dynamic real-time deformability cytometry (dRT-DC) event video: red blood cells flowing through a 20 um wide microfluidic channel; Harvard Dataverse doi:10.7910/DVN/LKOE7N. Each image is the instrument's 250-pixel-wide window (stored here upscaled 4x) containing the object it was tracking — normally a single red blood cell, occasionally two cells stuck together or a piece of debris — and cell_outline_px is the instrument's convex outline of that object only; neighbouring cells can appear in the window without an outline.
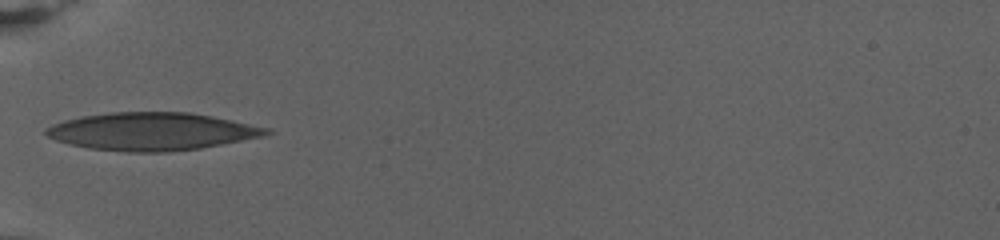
{"species": "human", "species_latin": "Homo sapiens", "temperature_condition": "warm", "stored_images_in_passage": 27, "camera_frame_rate_fps": 3000, "um_per_image_px": 0.085, "donor": {"sex": "female"}, "frame": {"image": 1, "passage_image": 1, "time_ms": 0.0, "image_size_px": [1000, 240], "cell_outline_px": [[272, 132], [260, 136], [200, 148], [168, 152], [128, 152], [88, 148], [56, 140], [48, 136], [44, 132], [44, 128], [52, 124], [64, 120], [80, 116], [112, 112], [188, 112], [212, 116], [232, 120], [268, 128]], "centroid_in_image_um": [12.83, 11.17], "position_along_channel_um": 72.2, "area_um2": 48.09}}
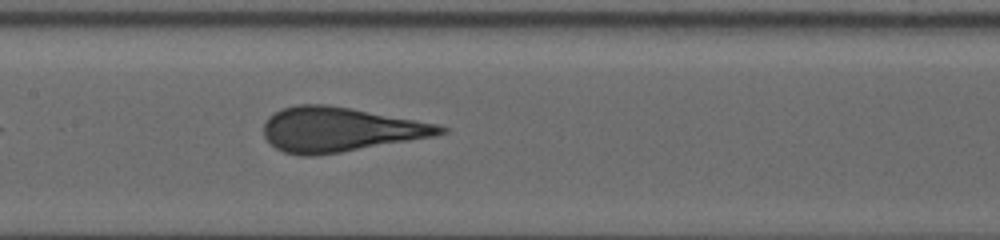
{"frame": {"image": 2, "passage_image": 13, "time_ms": 4.0, "image_size_px": [1000, 240], "cell_outline_px": [[448, 132], [432, 136], [340, 152], [316, 156], [300, 156], [284, 152], [276, 148], [264, 136], [264, 120], [272, 112], [280, 108], [296, 104], [328, 104], [352, 108], [436, 124], [448, 128]], "centroid_in_image_um": [28.81, 10.99], "position_along_channel_um": 178.6, "area_um2": 45.66}}
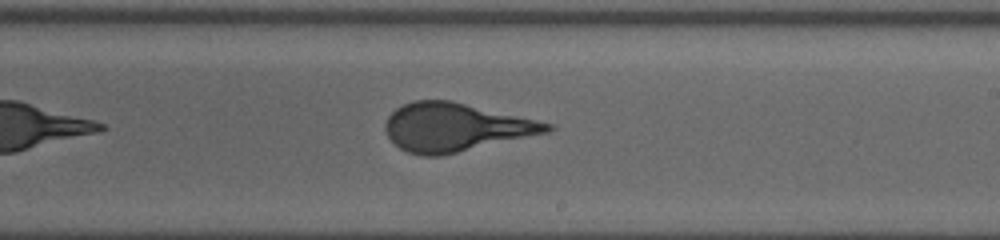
{"frame": {"image": 3, "passage_image": 21, "time_ms": 6.667, "image_size_px": [1000, 240], "cell_outline_px": [[556, 128], [548, 132], [440, 156], [420, 156], [408, 152], [400, 148], [388, 136], [384, 128], [384, 124], [388, 116], [396, 108], [412, 100], [452, 100], [536, 120], [552, 124]], "centroid_in_image_um": [38.67, 10.81], "position_along_channel_um": 250.3, "area_um2": 45.2}}